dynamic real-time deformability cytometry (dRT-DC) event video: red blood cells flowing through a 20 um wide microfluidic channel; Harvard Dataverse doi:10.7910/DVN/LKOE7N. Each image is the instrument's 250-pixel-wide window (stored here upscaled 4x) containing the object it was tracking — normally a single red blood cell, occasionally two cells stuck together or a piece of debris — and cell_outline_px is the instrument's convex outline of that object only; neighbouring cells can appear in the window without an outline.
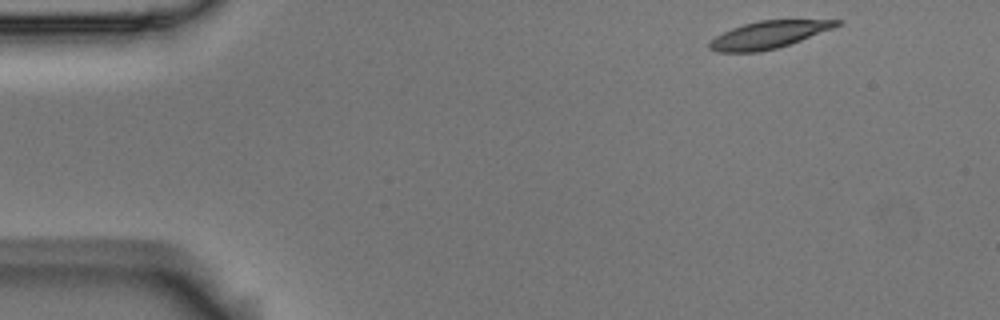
{"species": "Egyptian fruit bat (a non-hibernating species)", "species_latin": "Rousettus aegyptiacus", "temperature_condition": "room temperature", "stored_images_in_passage": 4, "camera_frame_rate_fps": 3000, "um_per_image_px": 0.085, "animal": {"sex": "male"}, "frame": {"image": 1, "passage_image": 1, "time_ms": 0.0, "image_size_px": [1000, 320], "cell_outline_px": [[844, 20], [840, 24], [832, 28], [800, 40], [776, 48], [760, 52], [716, 52], [708, 48], [708, 44], [716, 36], [732, 28], [744, 24], [760, 20]], "centroid_in_image_um": [65.28, 2.96], "position_along_channel_um": 19.7, "area_um2": 19.88}}
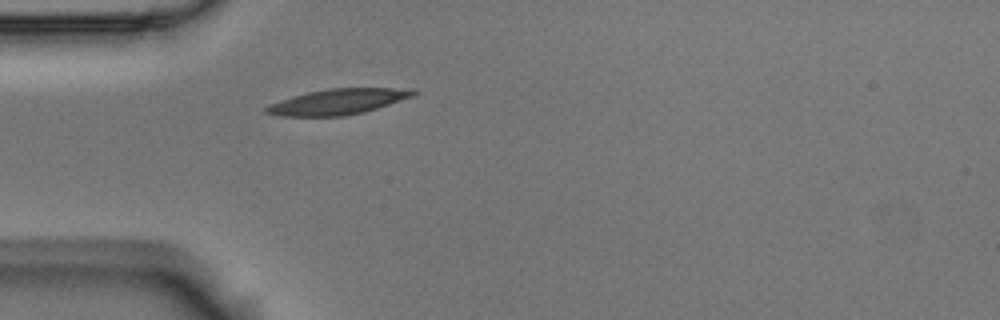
{"frame": {"image": 2, "passage_image": 4, "time_ms": 1.0, "image_size_px": [1000, 320], "cell_outline_px": [[420, 92], [416, 96], [364, 112], [344, 116], [280, 116], [264, 112], [264, 108], [280, 100], [308, 92], [328, 88], [416, 88]], "centroid_in_image_um": [28.83, 8.63], "position_along_channel_um": 56.2, "area_um2": 22.08}}